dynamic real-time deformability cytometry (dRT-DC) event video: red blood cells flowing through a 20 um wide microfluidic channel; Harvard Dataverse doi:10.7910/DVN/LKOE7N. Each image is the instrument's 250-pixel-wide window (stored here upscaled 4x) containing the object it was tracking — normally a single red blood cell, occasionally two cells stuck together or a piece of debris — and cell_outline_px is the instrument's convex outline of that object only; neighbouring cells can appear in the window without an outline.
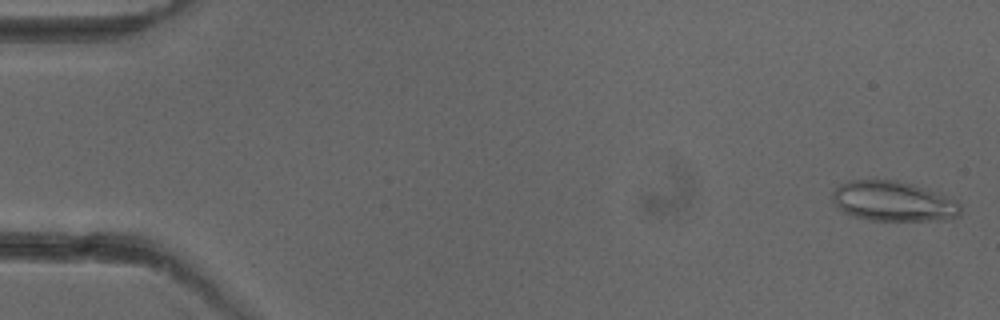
{"species": "common noctule bat (a hibernating species)", "species_latin": "Nyctalus noctula", "temperature_condition": "cold", "stored_images_in_passage": 52, "camera_frame_rate_fps": 3000, "um_per_image_px": 0.085, "animal": {"sex": "female"}, "frame": {"image": 1, "passage_image": 2, "time_ms": 0.333, "image_size_px": [1000, 320], "cell_outline_px": [[960, 216], [948, 220], [868, 220], [844, 212], [832, 200], [832, 192], [840, 184], [848, 180], [896, 180], [912, 184], [944, 196], [960, 204]], "centroid_in_image_um": [75.9, 17.11], "position_along_channel_um": 9.1, "area_um2": 29.48}}
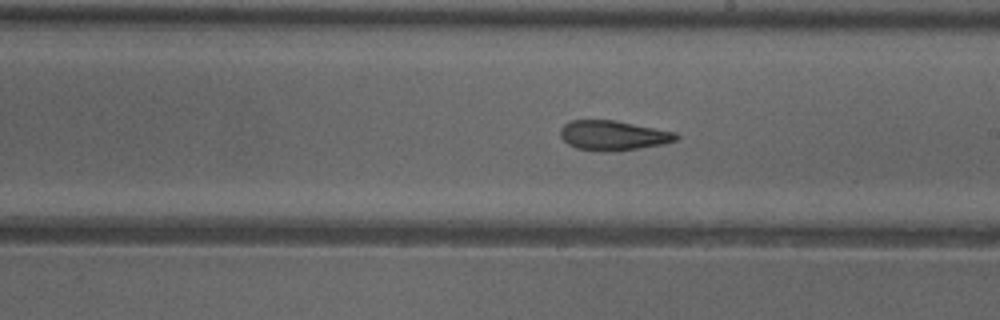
{"frame": {"image": 2, "passage_image": 30, "time_ms": 9.667, "image_size_px": [1000, 320], "cell_outline_px": [[680, 136], [676, 140], [660, 144], [636, 148], [576, 148], [568, 144], [560, 136], [560, 128], [564, 124], [572, 120], [616, 120], [676, 132]], "centroid_in_image_um": [52.12, 11.44], "position_along_channel_um": 236.9, "area_um2": 19.07}}
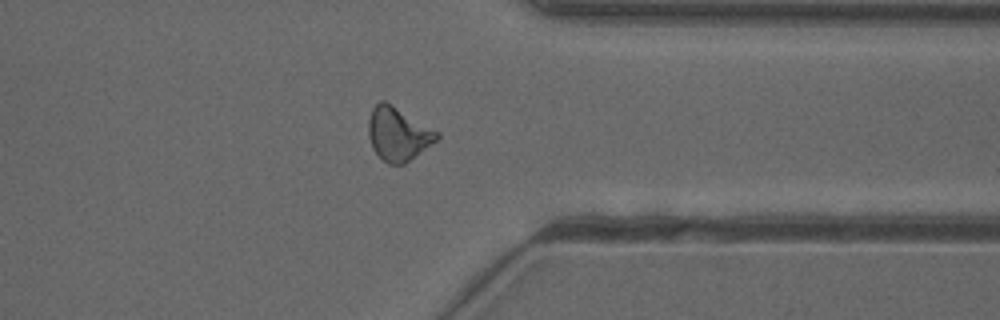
{"frame": {"image": 3, "passage_image": 41, "time_ms": 13.333, "image_size_px": [1000, 320], "cell_outline_px": [[440, 136], [436, 140], [404, 164], [388, 164], [372, 148], [368, 136], [368, 120], [372, 108], [380, 100], [384, 100], [392, 104], [440, 132]], "centroid_in_image_um": [33.82, 11.36], "position_along_channel_um": 377.6, "area_um2": 21.21}, "authors_computed_cell_mechanics": {"area_um2": 20.9236, "velocity_mm_per_s": 3.9822, "shape_relaxation_time_tau1_ms": 10.755, "shape_relaxation_time_tau2_ms": 3.3952, "deformation_change_tau1": 0.1983, "deformation_change_tau2": 0.1206}}